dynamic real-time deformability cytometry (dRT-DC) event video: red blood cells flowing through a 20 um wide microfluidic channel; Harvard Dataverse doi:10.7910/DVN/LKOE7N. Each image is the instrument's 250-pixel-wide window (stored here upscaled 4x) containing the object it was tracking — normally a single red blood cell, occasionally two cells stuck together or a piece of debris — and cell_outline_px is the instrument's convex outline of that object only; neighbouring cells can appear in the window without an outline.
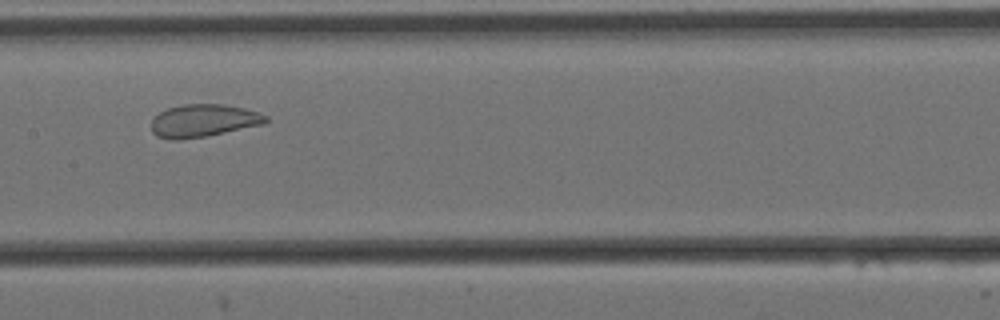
{"species": "Egyptian fruit bat (a non-hibernating species)", "species_latin": "Rousettus aegyptiacus", "temperature_condition": "cold", "stored_images_in_passage": 7, "camera_frame_rate_fps": 3000, "um_per_image_px": 0.085, "animal": {"sex": "female"}, "frame": {"image": 1, "passage_image": 4, "time_ms": 1.0, "image_size_px": [1000, 320], "cell_outline_px": [[268, 120], [264, 124], [208, 136], [180, 140], [168, 140], [156, 136], [152, 132], [152, 120], [160, 112], [168, 108], [184, 104], [224, 104], [244, 108], [268, 116]], "centroid_in_image_um": [17.28, 10.27], "position_along_channel_um": 190.1, "area_um2": 21.91}}
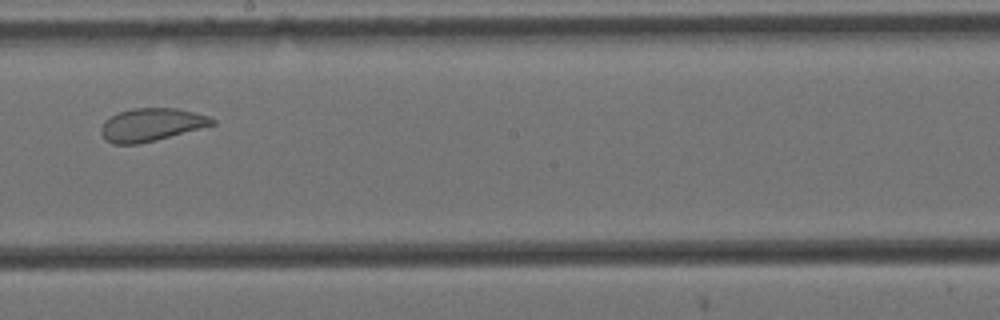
{"frame": {"image": 2, "passage_image": 5, "time_ms": 1.333, "image_size_px": [1000, 320], "cell_outline_px": [[216, 124], [156, 140], [136, 144], [112, 144], [100, 132], [100, 128], [104, 120], [120, 112], [132, 108], [176, 108], [208, 116], [216, 120]], "centroid_in_image_um": [12.86, 10.6], "position_along_channel_um": 235.3, "area_um2": 21.1}}
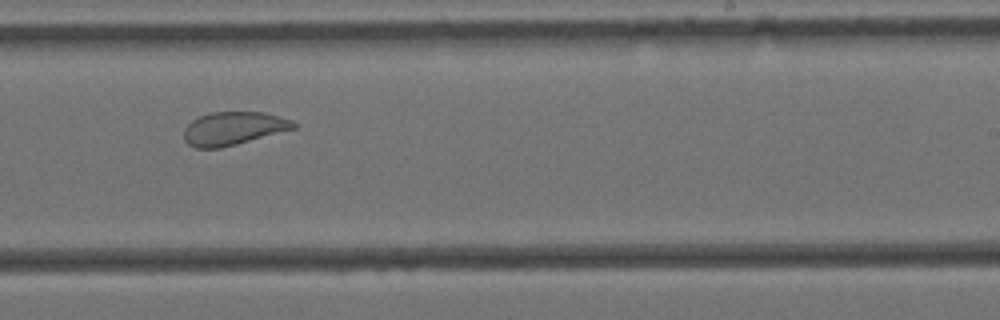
{"frame": {"image": 3, "passage_image": 6, "time_ms": 1.667, "image_size_px": [1000, 320], "cell_outline_px": [[296, 128], [236, 144], [220, 148], [196, 148], [188, 144], [184, 140], [184, 128], [192, 120], [200, 116], [212, 112], [264, 112], [292, 120], [296, 124]], "centroid_in_image_um": [19.82, 10.91], "position_along_channel_um": 269.2, "area_um2": 21.1}}